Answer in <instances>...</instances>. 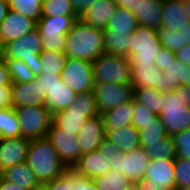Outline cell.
I'll return each instance as SVG.
<instances>
[{"mask_svg":"<svg viewBox=\"0 0 190 190\" xmlns=\"http://www.w3.org/2000/svg\"><path fill=\"white\" fill-rule=\"evenodd\" d=\"M64 53L67 57L92 62L104 53V30L92 27L78 18L66 34Z\"/></svg>","mask_w":190,"mask_h":190,"instance_id":"6da1fadb","label":"cell"},{"mask_svg":"<svg viewBox=\"0 0 190 190\" xmlns=\"http://www.w3.org/2000/svg\"><path fill=\"white\" fill-rule=\"evenodd\" d=\"M26 162L41 185L61 176L67 169L47 137L30 140Z\"/></svg>","mask_w":190,"mask_h":190,"instance_id":"7a4b0ae2","label":"cell"},{"mask_svg":"<svg viewBox=\"0 0 190 190\" xmlns=\"http://www.w3.org/2000/svg\"><path fill=\"white\" fill-rule=\"evenodd\" d=\"M99 114L94 93H80L69 107L52 115L50 128H61L77 135L87 119Z\"/></svg>","mask_w":190,"mask_h":190,"instance_id":"3957f363","label":"cell"},{"mask_svg":"<svg viewBox=\"0 0 190 190\" xmlns=\"http://www.w3.org/2000/svg\"><path fill=\"white\" fill-rule=\"evenodd\" d=\"M42 37L36 28L4 46V59L22 60L37 77L42 72Z\"/></svg>","mask_w":190,"mask_h":190,"instance_id":"277c9868","label":"cell"},{"mask_svg":"<svg viewBox=\"0 0 190 190\" xmlns=\"http://www.w3.org/2000/svg\"><path fill=\"white\" fill-rule=\"evenodd\" d=\"M94 83H131V64L128 57L102 53L92 62Z\"/></svg>","mask_w":190,"mask_h":190,"instance_id":"5b68a950","label":"cell"},{"mask_svg":"<svg viewBox=\"0 0 190 190\" xmlns=\"http://www.w3.org/2000/svg\"><path fill=\"white\" fill-rule=\"evenodd\" d=\"M162 48L157 30L138 26L131 34L129 61L132 65H155Z\"/></svg>","mask_w":190,"mask_h":190,"instance_id":"8992f818","label":"cell"},{"mask_svg":"<svg viewBox=\"0 0 190 190\" xmlns=\"http://www.w3.org/2000/svg\"><path fill=\"white\" fill-rule=\"evenodd\" d=\"M78 18V16L41 17L37 21V29L42 37L43 50L64 52L66 34Z\"/></svg>","mask_w":190,"mask_h":190,"instance_id":"52a82bcc","label":"cell"},{"mask_svg":"<svg viewBox=\"0 0 190 190\" xmlns=\"http://www.w3.org/2000/svg\"><path fill=\"white\" fill-rule=\"evenodd\" d=\"M163 99L160 108V120L167 133L174 135L190 128V107L184 105L181 92L163 93Z\"/></svg>","mask_w":190,"mask_h":190,"instance_id":"ba28073f","label":"cell"},{"mask_svg":"<svg viewBox=\"0 0 190 190\" xmlns=\"http://www.w3.org/2000/svg\"><path fill=\"white\" fill-rule=\"evenodd\" d=\"M19 120L21 137L36 140L47 137L52 115L45 106L14 107Z\"/></svg>","mask_w":190,"mask_h":190,"instance_id":"9c48e42d","label":"cell"},{"mask_svg":"<svg viewBox=\"0 0 190 190\" xmlns=\"http://www.w3.org/2000/svg\"><path fill=\"white\" fill-rule=\"evenodd\" d=\"M40 80L42 92H45V107L54 115L65 110L76 98V93L56 74L41 72Z\"/></svg>","mask_w":190,"mask_h":190,"instance_id":"30bf717a","label":"cell"},{"mask_svg":"<svg viewBox=\"0 0 190 190\" xmlns=\"http://www.w3.org/2000/svg\"><path fill=\"white\" fill-rule=\"evenodd\" d=\"M60 77L76 94L93 92L95 83L89 61L67 57Z\"/></svg>","mask_w":190,"mask_h":190,"instance_id":"8fae6325","label":"cell"},{"mask_svg":"<svg viewBox=\"0 0 190 190\" xmlns=\"http://www.w3.org/2000/svg\"><path fill=\"white\" fill-rule=\"evenodd\" d=\"M93 93L100 115L134 98L130 83H95Z\"/></svg>","mask_w":190,"mask_h":190,"instance_id":"7c38bea8","label":"cell"},{"mask_svg":"<svg viewBox=\"0 0 190 190\" xmlns=\"http://www.w3.org/2000/svg\"><path fill=\"white\" fill-rule=\"evenodd\" d=\"M149 162L148 154L140 146L128 153H117L112 161L111 170L119 171L131 183L140 182L146 175Z\"/></svg>","mask_w":190,"mask_h":190,"instance_id":"4fadbf2b","label":"cell"},{"mask_svg":"<svg viewBox=\"0 0 190 190\" xmlns=\"http://www.w3.org/2000/svg\"><path fill=\"white\" fill-rule=\"evenodd\" d=\"M47 138L52 143L60 160L67 168H72L82 155L77 135L61 128H50Z\"/></svg>","mask_w":190,"mask_h":190,"instance_id":"5bb4252c","label":"cell"},{"mask_svg":"<svg viewBox=\"0 0 190 190\" xmlns=\"http://www.w3.org/2000/svg\"><path fill=\"white\" fill-rule=\"evenodd\" d=\"M36 28L37 22L34 19L10 9L0 24V41L5 46Z\"/></svg>","mask_w":190,"mask_h":190,"instance_id":"9a60e30c","label":"cell"},{"mask_svg":"<svg viewBox=\"0 0 190 190\" xmlns=\"http://www.w3.org/2000/svg\"><path fill=\"white\" fill-rule=\"evenodd\" d=\"M12 106H45V92H42L40 80L11 83Z\"/></svg>","mask_w":190,"mask_h":190,"instance_id":"2e32d148","label":"cell"},{"mask_svg":"<svg viewBox=\"0 0 190 190\" xmlns=\"http://www.w3.org/2000/svg\"><path fill=\"white\" fill-rule=\"evenodd\" d=\"M77 137L82 154L99 150V146L106 138L102 116L99 114L87 119L84 126L78 132Z\"/></svg>","mask_w":190,"mask_h":190,"instance_id":"e0dca14e","label":"cell"},{"mask_svg":"<svg viewBox=\"0 0 190 190\" xmlns=\"http://www.w3.org/2000/svg\"><path fill=\"white\" fill-rule=\"evenodd\" d=\"M30 140L19 138H0V169L26 162Z\"/></svg>","mask_w":190,"mask_h":190,"instance_id":"ac0fdd59","label":"cell"},{"mask_svg":"<svg viewBox=\"0 0 190 190\" xmlns=\"http://www.w3.org/2000/svg\"><path fill=\"white\" fill-rule=\"evenodd\" d=\"M72 169L89 179H94L110 171L111 165L99 150H95L82 154Z\"/></svg>","mask_w":190,"mask_h":190,"instance_id":"d6986e66","label":"cell"},{"mask_svg":"<svg viewBox=\"0 0 190 190\" xmlns=\"http://www.w3.org/2000/svg\"><path fill=\"white\" fill-rule=\"evenodd\" d=\"M181 85L190 86V66L180 62L176 57L166 67L161 76V93L174 91Z\"/></svg>","mask_w":190,"mask_h":190,"instance_id":"ffe728a7","label":"cell"},{"mask_svg":"<svg viewBox=\"0 0 190 190\" xmlns=\"http://www.w3.org/2000/svg\"><path fill=\"white\" fill-rule=\"evenodd\" d=\"M143 179L151 180L160 188L176 187L174 160H150Z\"/></svg>","mask_w":190,"mask_h":190,"instance_id":"44dd1931","label":"cell"},{"mask_svg":"<svg viewBox=\"0 0 190 190\" xmlns=\"http://www.w3.org/2000/svg\"><path fill=\"white\" fill-rule=\"evenodd\" d=\"M117 7L114 0H97L79 18L92 27L104 30Z\"/></svg>","mask_w":190,"mask_h":190,"instance_id":"7402d4cb","label":"cell"},{"mask_svg":"<svg viewBox=\"0 0 190 190\" xmlns=\"http://www.w3.org/2000/svg\"><path fill=\"white\" fill-rule=\"evenodd\" d=\"M190 21L185 10V1L183 0H164L162 11V27L169 30L181 31L188 26Z\"/></svg>","mask_w":190,"mask_h":190,"instance_id":"603a6c76","label":"cell"},{"mask_svg":"<svg viewBox=\"0 0 190 190\" xmlns=\"http://www.w3.org/2000/svg\"><path fill=\"white\" fill-rule=\"evenodd\" d=\"M164 0H138L137 21L139 26L159 30L162 27Z\"/></svg>","mask_w":190,"mask_h":190,"instance_id":"cb8c5ba5","label":"cell"},{"mask_svg":"<svg viewBox=\"0 0 190 190\" xmlns=\"http://www.w3.org/2000/svg\"><path fill=\"white\" fill-rule=\"evenodd\" d=\"M106 139L117 146L121 153H128L140 147L139 130L133 125L116 129H107Z\"/></svg>","mask_w":190,"mask_h":190,"instance_id":"d4e9b609","label":"cell"},{"mask_svg":"<svg viewBox=\"0 0 190 190\" xmlns=\"http://www.w3.org/2000/svg\"><path fill=\"white\" fill-rule=\"evenodd\" d=\"M131 85L133 88L151 87L157 90L161 87L163 72L156 65H132Z\"/></svg>","mask_w":190,"mask_h":190,"instance_id":"484cf974","label":"cell"},{"mask_svg":"<svg viewBox=\"0 0 190 190\" xmlns=\"http://www.w3.org/2000/svg\"><path fill=\"white\" fill-rule=\"evenodd\" d=\"M2 178L27 190H36L41 185L27 162L5 169Z\"/></svg>","mask_w":190,"mask_h":190,"instance_id":"4316f807","label":"cell"},{"mask_svg":"<svg viewBox=\"0 0 190 190\" xmlns=\"http://www.w3.org/2000/svg\"><path fill=\"white\" fill-rule=\"evenodd\" d=\"M134 98L102 114L105 130L132 125Z\"/></svg>","mask_w":190,"mask_h":190,"instance_id":"83f0119b","label":"cell"},{"mask_svg":"<svg viewBox=\"0 0 190 190\" xmlns=\"http://www.w3.org/2000/svg\"><path fill=\"white\" fill-rule=\"evenodd\" d=\"M138 26L135 14L118 6L104 32L133 33Z\"/></svg>","mask_w":190,"mask_h":190,"instance_id":"f1b7e54d","label":"cell"},{"mask_svg":"<svg viewBox=\"0 0 190 190\" xmlns=\"http://www.w3.org/2000/svg\"><path fill=\"white\" fill-rule=\"evenodd\" d=\"M140 146L148 154L150 160L160 158L175 160L177 157L175 142L172 135L165 136L163 139H161V142L140 143Z\"/></svg>","mask_w":190,"mask_h":190,"instance_id":"f546056e","label":"cell"},{"mask_svg":"<svg viewBox=\"0 0 190 190\" xmlns=\"http://www.w3.org/2000/svg\"><path fill=\"white\" fill-rule=\"evenodd\" d=\"M131 34L120 32H104V52L129 57Z\"/></svg>","mask_w":190,"mask_h":190,"instance_id":"4dcf8cb0","label":"cell"},{"mask_svg":"<svg viewBox=\"0 0 190 190\" xmlns=\"http://www.w3.org/2000/svg\"><path fill=\"white\" fill-rule=\"evenodd\" d=\"M21 130L14 107L0 109V138H19Z\"/></svg>","mask_w":190,"mask_h":190,"instance_id":"1f68e13d","label":"cell"},{"mask_svg":"<svg viewBox=\"0 0 190 190\" xmlns=\"http://www.w3.org/2000/svg\"><path fill=\"white\" fill-rule=\"evenodd\" d=\"M134 99L151 110L155 115L160 116L161 103H163L164 99L163 93L156 88H134Z\"/></svg>","mask_w":190,"mask_h":190,"instance_id":"d6a6232c","label":"cell"},{"mask_svg":"<svg viewBox=\"0 0 190 190\" xmlns=\"http://www.w3.org/2000/svg\"><path fill=\"white\" fill-rule=\"evenodd\" d=\"M98 190H127L131 182L119 171L110 170L106 174L94 178Z\"/></svg>","mask_w":190,"mask_h":190,"instance_id":"836d02e7","label":"cell"},{"mask_svg":"<svg viewBox=\"0 0 190 190\" xmlns=\"http://www.w3.org/2000/svg\"><path fill=\"white\" fill-rule=\"evenodd\" d=\"M42 72L61 75L67 56L64 52L42 50L40 54Z\"/></svg>","mask_w":190,"mask_h":190,"instance_id":"e575fe53","label":"cell"},{"mask_svg":"<svg viewBox=\"0 0 190 190\" xmlns=\"http://www.w3.org/2000/svg\"><path fill=\"white\" fill-rule=\"evenodd\" d=\"M3 60L6 63L11 83H25L37 78L22 60Z\"/></svg>","mask_w":190,"mask_h":190,"instance_id":"d590c367","label":"cell"},{"mask_svg":"<svg viewBox=\"0 0 190 190\" xmlns=\"http://www.w3.org/2000/svg\"><path fill=\"white\" fill-rule=\"evenodd\" d=\"M56 17V16H77L71 0H43L42 16L41 17Z\"/></svg>","mask_w":190,"mask_h":190,"instance_id":"8d00e7d4","label":"cell"},{"mask_svg":"<svg viewBox=\"0 0 190 190\" xmlns=\"http://www.w3.org/2000/svg\"><path fill=\"white\" fill-rule=\"evenodd\" d=\"M167 135L169 134L162 124L160 116H156L153 122L144 125V127L139 130L140 143L161 142V139Z\"/></svg>","mask_w":190,"mask_h":190,"instance_id":"74e56055","label":"cell"},{"mask_svg":"<svg viewBox=\"0 0 190 190\" xmlns=\"http://www.w3.org/2000/svg\"><path fill=\"white\" fill-rule=\"evenodd\" d=\"M42 2L43 0H9V6L11 10L37 22L42 16Z\"/></svg>","mask_w":190,"mask_h":190,"instance_id":"f35d334b","label":"cell"},{"mask_svg":"<svg viewBox=\"0 0 190 190\" xmlns=\"http://www.w3.org/2000/svg\"><path fill=\"white\" fill-rule=\"evenodd\" d=\"M158 33L160 35L162 47H165L174 53L186 44V42H184L183 33H180L178 30L174 31L167 28H160Z\"/></svg>","mask_w":190,"mask_h":190,"instance_id":"ab89813d","label":"cell"},{"mask_svg":"<svg viewBox=\"0 0 190 190\" xmlns=\"http://www.w3.org/2000/svg\"><path fill=\"white\" fill-rule=\"evenodd\" d=\"M176 188L190 186V160L176 157L174 160Z\"/></svg>","mask_w":190,"mask_h":190,"instance_id":"60d3db41","label":"cell"},{"mask_svg":"<svg viewBox=\"0 0 190 190\" xmlns=\"http://www.w3.org/2000/svg\"><path fill=\"white\" fill-rule=\"evenodd\" d=\"M155 115L151 110H149L144 105L140 104L134 99V111L132 117V125L137 129L141 130L144 125L153 122Z\"/></svg>","mask_w":190,"mask_h":190,"instance_id":"b9f144b4","label":"cell"},{"mask_svg":"<svg viewBox=\"0 0 190 190\" xmlns=\"http://www.w3.org/2000/svg\"><path fill=\"white\" fill-rule=\"evenodd\" d=\"M69 182L73 185V190H98L93 179L77 173L72 168H69Z\"/></svg>","mask_w":190,"mask_h":190,"instance_id":"7bdbcfd3","label":"cell"},{"mask_svg":"<svg viewBox=\"0 0 190 190\" xmlns=\"http://www.w3.org/2000/svg\"><path fill=\"white\" fill-rule=\"evenodd\" d=\"M48 190H73V185L69 182V168L57 178L44 184Z\"/></svg>","mask_w":190,"mask_h":190,"instance_id":"ee69618b","label":"cell"},{"mask_svg":"<svg viewBox=\"0 0 190 190\" xmlns=\"http://www.w3.org/2000/svg\"><path fill=\"white\" fill-rule=\"evenodd\" d=\"M175 58V53L162 47L155 59V65L161 69L162 72L166 70V67L172 63Z\"/></svg>","mask_w":190,"mask_h":190,"instance_id":"f6af8a7d","label":"cell"},{"mask_svg":"<svg viewBox=\"0 0 190 190\" xmlns=\"http://www.w3.org/2000/svg\"><path fill=\"white\" fill-rule=\"evenodd\" d=\"M99 151L110 162L111 166H112V161L117 156V153L120 152L117 146H115L112 142H110L106 138L103 140V142L99 146Z\"/></svg>","mask_w":190,"mask_h":190,"instance_id":"bcb514c9","label":"cell"},{"mask_svg":"<svg viewBox=\"0 0 190 190\" xmlns=\"http://www.w3.org/2000/svg\"><path fill=\"white\" fill-rule=\"evenodd\" d=\"M12 106L11 85L0 86V109Z\"/></svg>","mask_w":190,"mask_h":190,"instance_id":"7dc6e473","label":"cell"},{"mask_svg":"<svg viewBox=\"0 0 190 190\" xmlns=\"http://www.w3.org/2000/svg\"><path fill=\"white\" fill-rule=\"evenodd\" d=\"M172 136L175 142L176 151H178L182 146H190V128L175 133Z\"/></svg>","mask_w":190,"mask_h":190,"instance_id":"c3c4849f","label":"cell"},{"mask_svg":"<svg viewBox=\"0 0 190 190\" xmlns=\"http://www.w3.org/2000/svg\"><path fill=\"white\" fill-rule=\"evenodd\" d=\"M95 1L97 0H71L73 9L78 17L82 16Z\"/></svg>","mask_w":190,"mask_h":190,"instance_id":"681fc988","label":"cell"},{"mask_svg":"<svg viewBox=\"0 0 190 190\" xmlns=\"http://www.w3.org/2000/svg\"><path fill=\"white\" fill-rule=\"evenodd\" d=\"M175 57L184 64L190 66V45L185 44L182 48H180L176 53Z\"/></svg>","mask_w":190,"mask_h":190,"instance_id":"f907efd6","label":"cell"},{"mask_svg":"<svg viewBox=\"0 0 190 190\" xmlns=\"http://www.w3.org/2000/svg\"><path fill=\"white\" fill-rule=\"evenodd\" d=\"M119 7L128 9L133 14H137L138 0H114Z\"/></svg>","mask_w":190,"mask_h":190,"instance_id":"816d5d0a","label":"cell"},{"mask_svg":"<svg viewBox=\"0 0 190 190\" xmlns=\"http://www.w3.org/2000/svg\"><path fill=\"white\" fill-rule=\"evenodd\" d=\"M11 85V80L4 60H0V86Z\"/></svg>","mask_w":190,"mask_h":190,"instance_id":"f5cc1de1","label":"cell"},{"mask_svg":"<svg viewBox=\"0 0 190 190\" xmlns=\"http://www.w3.org/2000/svg\"><path fill=\"white\" fill-rule=\"evenodd\" d=\"M142 190H175L176 187H164V188H160L158 186H156V184H154L151 180L149 179H142L140 181Z\"/></svg>","mask_w":190,"mask_h":190,"instance_id":"db71d44e","label":"cell"},{"mask_svg":"<svg viewBox=\"0 0 190 190\" xmlns=\"http://www.w3.org/2000/svg\"><path fill=\"white\" fill-rule=\"evenodd\" d=\"M174 91L181 92V98H182V101L184 102V105H187L190 107V86L181 85Z\"/></svg>","mask_w":190,"mask_h":190,"instance_id":"11a10c76","label":"cell"},{"mask_svg":"<svg viewBox=\"0 0 190 190\" xmlns=\"http://www.w3.org/2000/svg\"><path fill=\"white\" fill-rule=\"evenodd\" d=\"M0 190H27V189L21 188L19 185L11 183L2 178L0 180Z\"/></svg>","mask_w":190,"mask_h":190,"instance_id":"9f6ffc18","label":"cell"},{"mask_svg":"<svg viewBox=\"0 0 190 190\" xmlns=\"http://www.w3.org/2000/svg\"><path fill=\"white\" fill-rule=\"evenodd\" d=\"M9 10V2L5 0H0V24L6 18Z\"/></svg>","mask_w":190,"mask_h":190,"instance_id":"6f0895ef","label":"cell"},{"mask_svg":"<svg viewBox=\"0 0 190 190\" xmlns=\"http://www.w3.org/2000/svg\"><path fill=\"white\" fill-rule=\"evenodd\" d=\"M177 157L190 160V146H182L177 151Z\"/></svg>","mask_w":190,"mask_h":190,"instance_id":"680465c9","label":"cell"},{"mask_svg":"<svg viewBox=\"0 0 190 190\" xmlns=\"http://www.w3.org/2000/svg\"><path fill=\"white\" fill-rule=\"evenodd\" d=\"M180 33H183L184 42L190 45V24L183 29H181Z\"/></svg>","mask_w":190,"mask_h":190,"instance_id":"91938a15","label":"cell"},{"mask_svg":"<svg viewBox=\"0 0 190 190\" xmlns=\"http://www.w3.org/2000/svg\"><path fill=\"white\" fill-rule=\"evenodd\" d=\"M127 190H142V187L140 182H133L128 186Z\"/></svg>","mask_w":190,"mask_h":190,"instance_id":"94428289","label":"cell"},{"mask_svg":"<svg viewBox=\"0 0 190 190\" xmlns=\"http://www.w3.org/2000/svg\"><path fill=\"white\" fill-rule=\"evenodd\" d=\"M185 10L188 16V20L190 21V0L185 1Z\"/></svg>","mask_w":190,"mask_h":190,"instance_id":"6125c7cd","label":"cell"},{"mask_svg":"<svg viewBox=\"0 0 190 190\" xmlns=\"http://www.w3.org/2000/svg\"><path fill=\"white\" fill-rule=\"evenodd\" d=\"M4 59V46L2 45L0 41V60Z\"/></svg>","mask_w":190,"mask_h":190,"instance_id":"be15d7a7","label":"cell"},{"mask_svg":"<svg viewBox=\"0 0 190 190\" xmlns=\"http://www.w3.org/2000/svg\"><path fill=\"white\" fill-rule=\"evenodd\" d=\"M36 190H48L45 185H40Z\"/></svg>","mask_w":190,"mask_h":190,"instance_id":"e7e4bbea","label":"cell"},{"mask_svg":"<svg viewBox=\"0 0 190 190\" xmlns=\"http://www.w3.org/2000/svg\"><path fill=\"white\" fill-rule=\"evenodd\" d=\"M176 190H190V186H186L183 188H176Z\"/></svg>","mask_w":190,"mask_h":190,"instance_id":"03108f58","label":"cell"},{"mask_svg":"<svg viewBox=\"0 0 190 190\" xmlns=\"http://www.w3.org/2000/svg\"><path fill=\"white\" fill-rule=\"evenodd\" d=\"M3 171L0 169V180L2 179Z\"/></svg>","mask_w":190,"mask_h":190,"instance_id":"003e7915","label":"cell"}]
</instances>
